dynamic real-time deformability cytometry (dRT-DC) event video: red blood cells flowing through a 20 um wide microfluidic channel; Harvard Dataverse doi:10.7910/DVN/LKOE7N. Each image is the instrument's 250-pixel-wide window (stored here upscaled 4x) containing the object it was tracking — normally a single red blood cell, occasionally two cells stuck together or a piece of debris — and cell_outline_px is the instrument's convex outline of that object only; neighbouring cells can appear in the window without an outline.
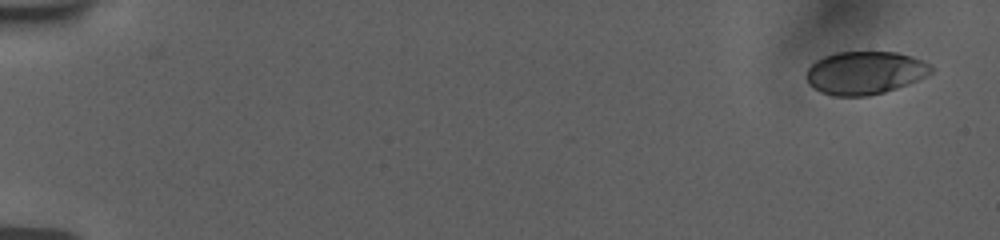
{"species": "human", "species_latin": "Homo sapiens", "temperature_condition": "room temperature", "stored_images_in_passage": 16, "camera_frame_rate_fps": 3000, "um_per_image_px": 0.085, "donor": {"sex": "female"}, "frame": {"image": 1, "passage_image": 1, "time_ms": 0.0, "image_size_px": [1000, 240], "cell_outline_px": [[936, 68], [928, 76], [908, 84], [884, 92], [868, 96], [832, 96], [820, 92], [812, 88], [808, 84], [804, 76], [808, 68], [816, 60], [824, 56], [836, 52], [896, 52], [912, 56], [932, 64]], "centroid_in_image_um": [73.52, 6.19], "position_along_channel_um": 11.5, "area_um2": 31.79}}
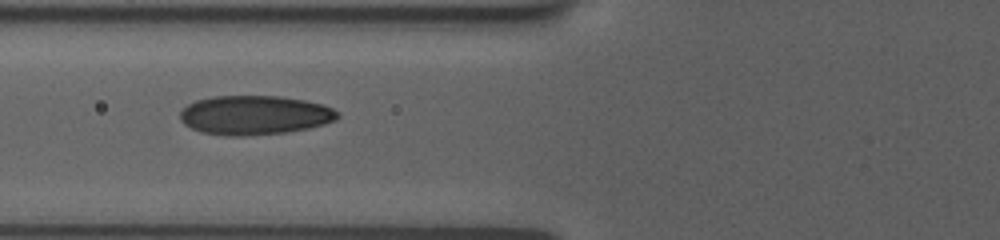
{"frame": {"image": 2, "passage_image": 12, "time_ms": 7.0, "image_size_px": [1000, 240], "cell_outline_px": [[340, 116], [336, 120], [324, 124], [308, 128], [288, 132], [248, 136], [228, 136], [200, 132], [184, 124], [180, 120], [180, 112], [188, 104], [196, 100], [212, 96], [280, 96], [304, 100], [324, 104], [340, 112]], "centroid_in_image_um": [21.66, 9.79], "position_along_channel_um": 104.1, "area_um2": 36.3}}
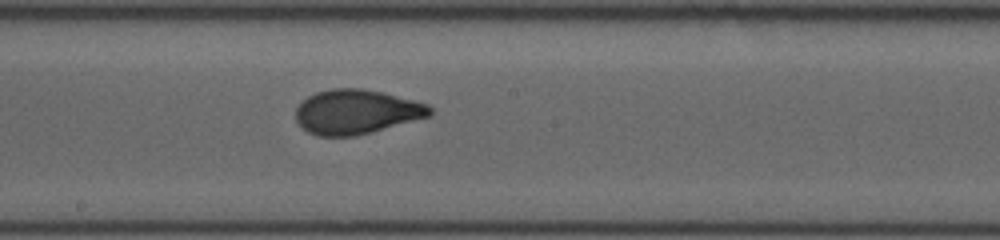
{"frame": {"image": 3, "passage_image": 16, "time_ms": 10.0, "image_size_px": [1000, 240], "cell_outline_px": [[432, 116], [356, 136], [316, 136], [308, 132], [296, 120], [296, 108], [308, 96], [316, 92], [332, 88], [360, 88], [384, 92], [428, 104], [432, 108]], "centroid_in_image_um": [30.32, 9.5], "position_along_channel_um": 217.9, "area_um2": 34.85}}